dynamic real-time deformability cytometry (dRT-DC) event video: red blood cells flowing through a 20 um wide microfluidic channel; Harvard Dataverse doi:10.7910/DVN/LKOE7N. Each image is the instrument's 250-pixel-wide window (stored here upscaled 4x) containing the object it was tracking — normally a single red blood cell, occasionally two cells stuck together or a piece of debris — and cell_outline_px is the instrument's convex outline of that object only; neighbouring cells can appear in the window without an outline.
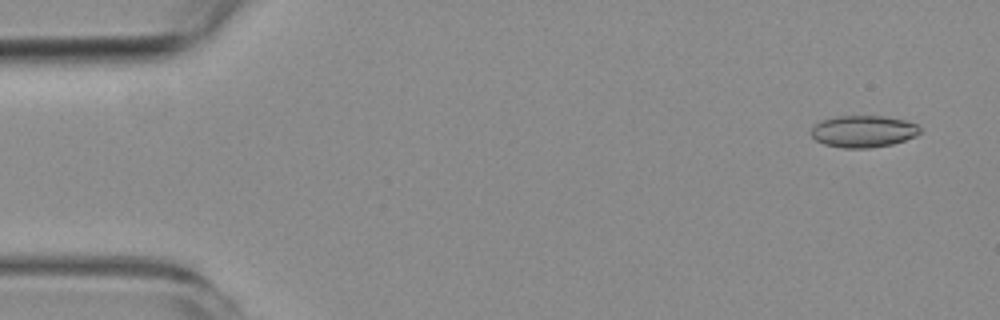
{"species": "common noctule bat (a hibernating species)", "species_latin": "Nyctalus noctula", "temperature_condition": "room temperature", "stored_images_in_passage": 7, "camera_frame_rate_fps": 3000, "um_per_image_px": 0.085, "animal": {"sex": "female", "body_mass_g": 19.3, "forearm_length_mm": 54.1}, "frame": {"image": 1, "passage_image": 1, "time_ms": 0.0, "image_size_px": [1000, 320], "cell_outline_px": [[920, 132], [916, 136], [892, 144], [868, 148], [844, 148], [824, 144], [816, 140], [812, 136], [812, 128], [820, 120], [836, 116], [884, 116], [904, 120], [916, 124], [920, 128]], "centroid_in_image_um": [73.37, 11.16], "position_along_channel_um": 11.6, "area_um2": 20.11}}
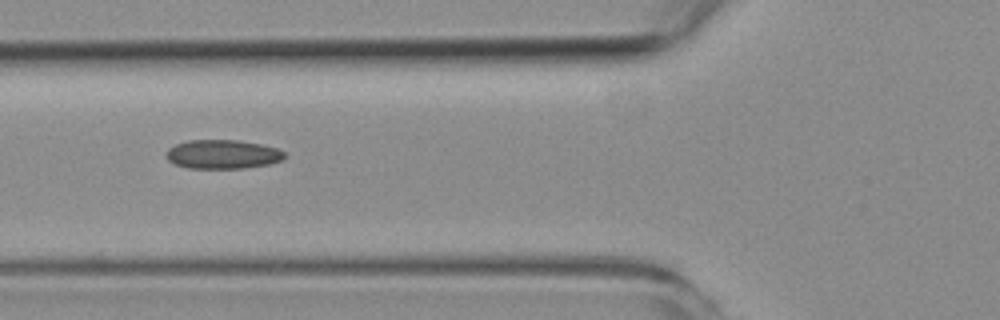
{"frame": {"image": 2, "passage_image": 6, "time_ms": 5.667, "image_size_px": [1000, 320], "cell_outline_px": [[284, 156], [280, 160], [268, 164], [244, 168], [188, 168], [176, 164], [168, 160], [168, 148], [176, 144], [188, 140], [236, 140], [260, 144], [276, 148], [284, 152]], "centroid_in_image_um": [18.91, 13.11], "position_along_channel_um": 106.9, "area_um2": 19.65}}
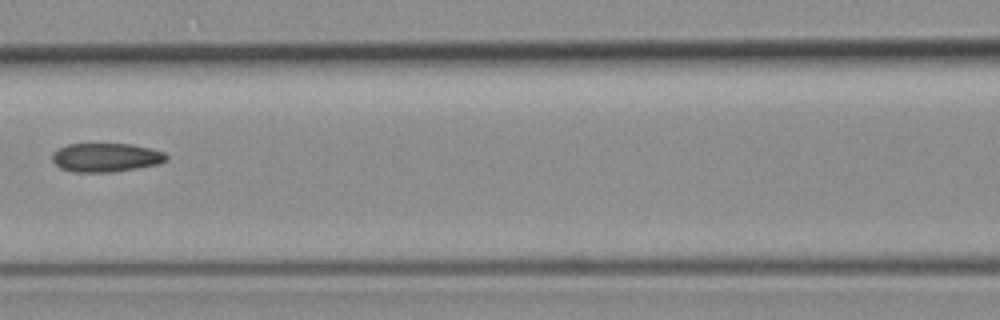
{"frame": {"image": 3, "passage_image": 7, "time_ms": 7.0, "image_size_px": [1000, 320], "cell_outline_px": [[168, 160], [160, 164], [112, 172], [76, 172], [60, 168], [52, 160], [52, 152], [68, 144], [132, 144], [164, 152], [168, 156]], "centroid_in_image_um": [9.02, 13.39], "position_along_channel_um": 157.6, "area_um2": 19.13}}